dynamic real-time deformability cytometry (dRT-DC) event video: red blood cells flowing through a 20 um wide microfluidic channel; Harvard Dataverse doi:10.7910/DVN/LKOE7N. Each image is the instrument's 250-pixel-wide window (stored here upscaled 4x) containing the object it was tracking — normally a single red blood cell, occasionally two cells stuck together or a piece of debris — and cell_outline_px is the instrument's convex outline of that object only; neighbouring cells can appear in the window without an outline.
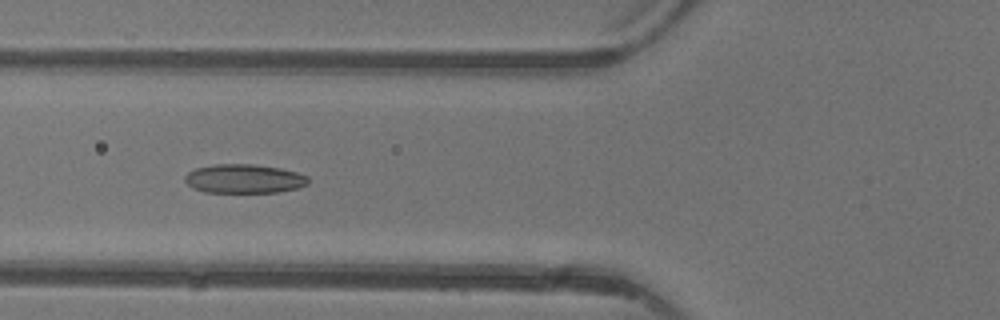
{"species": "common noctule bat (a hibernating species)", "species_latin": "Nyctalus noctula", "temperature_condition": "warm", "stored_images_in_passage": 5, "camera_frame_rate_fps": 3000, "um_per_image_px": 0.085, "animal": {"sex": "female"}, "frame": {"image": 1, "passage_image": 5, "time_ms": 4.667, "image_size_px": [1000, 320], "cell_outline_px": [[308, 184], [296, 188], [276, 192], [204, 192], [192, 188], [184, 180], [184, 176], [188, 172], [196, 168], [216, 164], [252, 164], [280, 168], [296, 172], [308, 176]], "centroid_in_image_um": [20.72, 15.19], "position_along_channel_um": 105.1, "area_um2": 20.75}}